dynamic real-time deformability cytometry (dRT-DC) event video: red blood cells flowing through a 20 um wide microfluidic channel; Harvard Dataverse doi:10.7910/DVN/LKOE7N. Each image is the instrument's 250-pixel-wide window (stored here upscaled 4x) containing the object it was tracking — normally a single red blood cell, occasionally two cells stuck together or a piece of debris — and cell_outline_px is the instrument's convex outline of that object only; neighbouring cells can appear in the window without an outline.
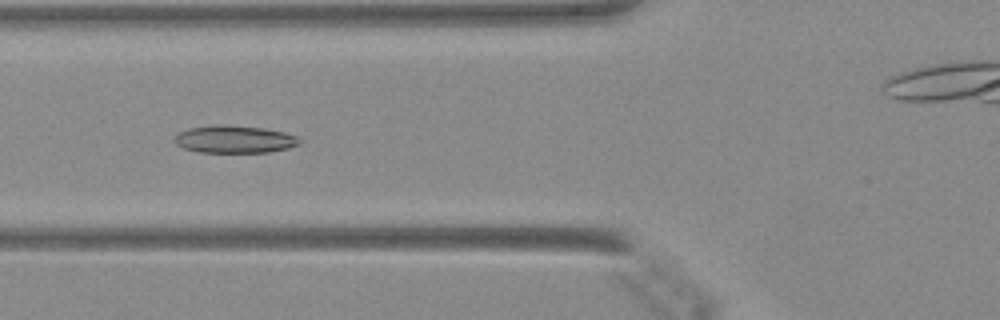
{"species": "Egyptian fruit bat (a non-hibernating species)", "species_latin": "Rousettus aegyptiacus", "temperature_condition": "warm", "stored_images_in_passage": 44, "camera_frame_rate_fps": 3000, "um_per_image_px": 0.085, "animal": {"sex": "female"}, "frame": {"image": 1, "passage_image": 13, "time_ms": 4.0, "image_size_px": [1000, 320], "cell_outline_px": [[304, 140], [300, 144], [288, 148], [268, 152], [200, 152], [184, 148], [176, 144], [172, 140], [180, 132], [188, 128], [220, 124], [264, 128], [284, 132], [296, 136]], "centroid_in_image_um": [19.95, 11.83], "position_along_channel_um": 105.8, "area_um2": 20.06}}
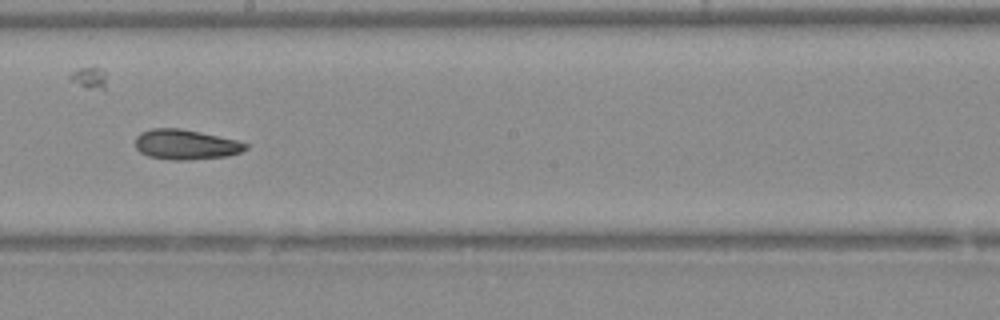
{"frame": {"image": 2, "passage_image": 22, "time_ms": 7.0, "image_size_px": [1000, 320], "cell_outline_px": [[248, 148], [240, 152], [228, 156], [188, 160], [176, 160], [148, 156], [140, 152], [136, 148], [136, 136], [140, 132], [152, 128], [180, 128], [200, 132], [236, 140], [248, 144]], "centroid_in_image_um": [15.78, 12.28], "position_along_channel_um": 232.4, "area_um2": 19.25}}
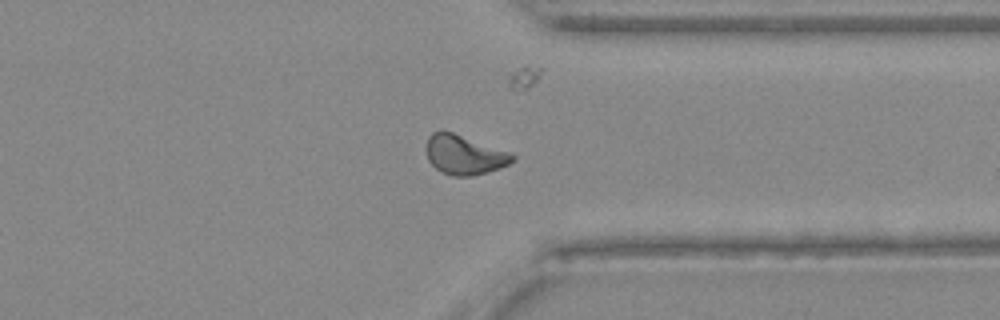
{"frame": {"image": 3, "passage_image": 32, "time_ms": 10.333, "image_size_px": [1000, 320], "cell_outline_px": [[516, 156], [508, 164], [500, 168], [488, 172], [472, 176], [452, 176], [440, 172], [428, 160], [424, 148], [428, 136], [432, 132], [440, 128], [444, 128], [512, 152]], "centroid_in_image_um": [39.42, 13.11], "position_along_channel_um": 372.0, "area_um2": 20.63}}